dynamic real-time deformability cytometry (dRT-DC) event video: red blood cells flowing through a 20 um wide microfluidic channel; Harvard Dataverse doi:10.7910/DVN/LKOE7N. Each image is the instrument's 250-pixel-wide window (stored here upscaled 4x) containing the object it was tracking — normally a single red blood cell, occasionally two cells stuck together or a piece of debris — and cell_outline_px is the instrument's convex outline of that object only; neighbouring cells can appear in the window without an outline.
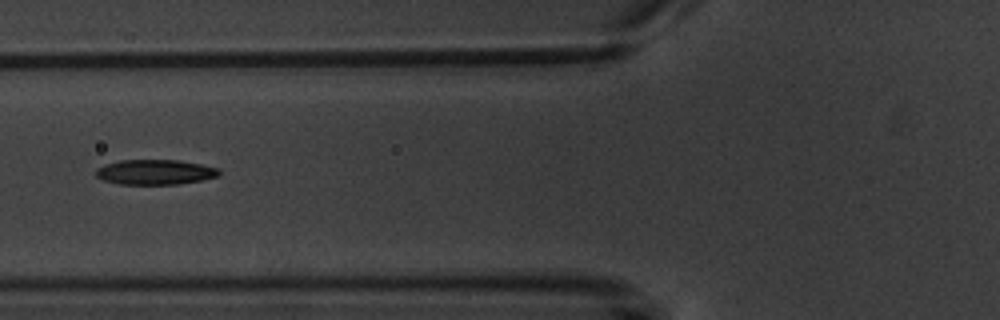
{"species": "common noctule bat (a hibernating species)", "species_latin": "Nyctalus noctula", "temperature_condition": "warm", "stored_images_in_passage": 5, "camera_frame_rate_fps": 3000, "um_per_image_px": 0.085, "animal": {"sex": "male", "body_mass_g": 20.1, "forearm_length_mm": 53.5}, "frame": {"image": 1, "passage_image": 4, "time_ms": 3.667, "image_size_px": [1000, 320], "cell_outline_px": [[220, 176], [200, 180], [176, 184], [120, 184], [104, 180], [96, 176], [96, 168], [104, 164], [120, 160], [180, 160], [220, 168]], "centroid_in_image_um": [13.19, 14.62], "position_along_channel_um": 112.6, "area_um2": 17.98}}
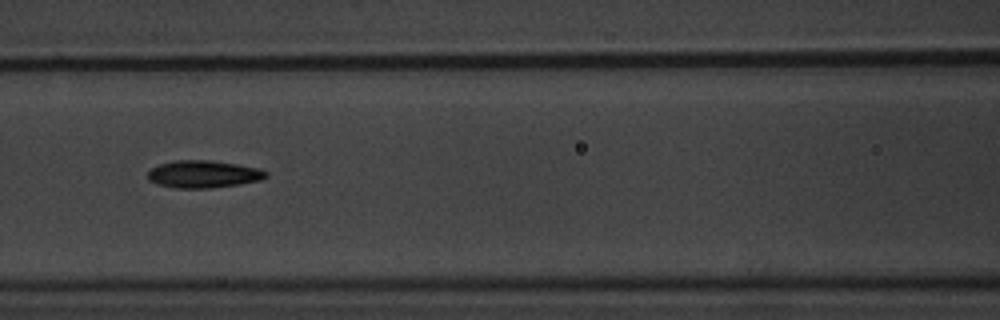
{"frame": {"image": 2, "passage_image": 5, "time_ms": 4.667, "image_size_px": [1000, 320], "cell_outline_px": [[268, 176], [260, 180], [240, 184], [212, 188], [176, 188], [156, 184], [148, 180], [148, 172], [152, 168], [160, 164], [172, 160], [212, 160], [260, 168], [268, 172]], "centroid_in_image_um": [17.29, 14.8], "position_along_channel_um": 149.3, "area_um2": 19.02}}